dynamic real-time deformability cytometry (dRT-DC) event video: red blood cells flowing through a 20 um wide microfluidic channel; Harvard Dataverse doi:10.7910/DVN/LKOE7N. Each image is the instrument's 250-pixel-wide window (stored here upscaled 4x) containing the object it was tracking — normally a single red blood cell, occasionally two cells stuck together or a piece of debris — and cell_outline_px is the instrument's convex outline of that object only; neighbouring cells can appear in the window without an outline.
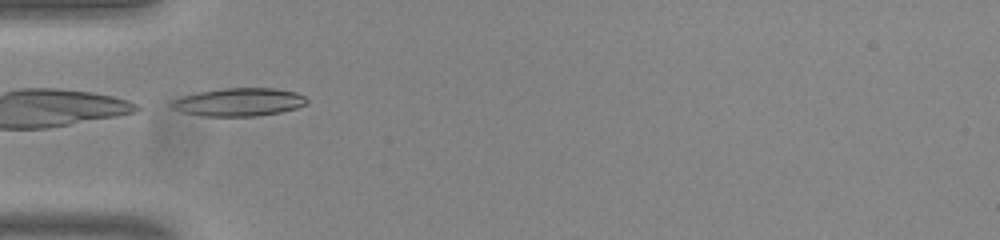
{"species": "common noctule bat (a hibernating species)", "species_latin": "Nyctalus noctula", "temperature_condition": "room temperature", "stored_images_in_passage": 32, "camera_frame_rate_fps": 3000, "um_per_image_px": 0.085, "animal": {"sex": "male", "body_mass_g": 20.0, "forearm_length_mm": 53.3}, "frame": {"image": 1, "passage_image": 1, "time_ms": 0.0, "image_size_px": [1000, 240], "cell_outline_px": [[308, 100], [304, 104], [296, 108], [280, 112], [256, 116], [204, 116], [180, 112], [172, 108], [168, 104], [172, 100], [184, 96], [200, 92], [224, 88], [272, 88], [296, 92], [304, 96]], "centroid_in_image_um": [20.28, 8.68], "position_along_channel_um": 64.7, "area_um2": 22.02}}
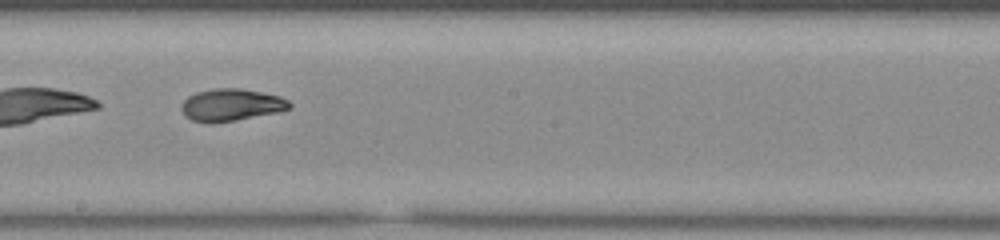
{"frame": {"image": 2, "passage_image": 14, "time_ms": 4.333, "image_size_px": [1000, 240], "cell_outline_px": [[292, 108], [276, 112], [232, 120], [208, 124], [192, 120], [184, 116], [180, 108], [180, 104], [188, 96], [196, 92], [212, 88], [240, 88], [280, 96], [288, 100], [292, 104]], "centroid_in_image_um": [19.6, 8.91], "position_along_channel_um": 228.6, "area_um2": 20.29}, "authors_computed_cell_mechanics": {"area_um2": 20.0566, "velocity_mm_per_s": 3.8022, "shape_relaxation_time_tau1_ms": null, "shape_relaxation_time_tau2_ms": 1.8412, "deformation_change_tau1": null, "deformation_change_tau2": 0.0694}}